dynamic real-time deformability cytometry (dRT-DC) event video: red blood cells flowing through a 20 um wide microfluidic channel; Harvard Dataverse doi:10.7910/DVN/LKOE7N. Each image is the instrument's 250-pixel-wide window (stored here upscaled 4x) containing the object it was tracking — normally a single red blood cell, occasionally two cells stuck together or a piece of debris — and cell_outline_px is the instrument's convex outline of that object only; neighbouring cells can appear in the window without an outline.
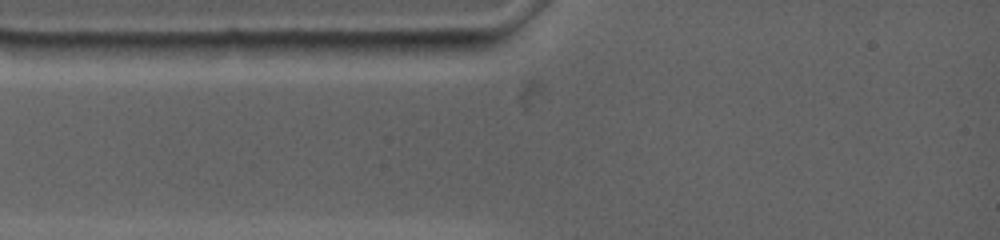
{"species": "common noctule bat (a hibernating species)", "species_latin": "Nyctalus noctula", "temperature_condition": "warm", "stored_images_in_passage": 1, "camera_frame_rate_fps": 4500, "um_per_image_px": 0.085, "animal": {"sex": "female", "body_mass_g": 19.0, "forearm_length_mm": 53.3}, "frame": {"image": 1, "passage_image": 1, "time_ms": 0.0, "image_size_px": [1000, 240], "cell_outline_px": [[484, 48], [452, 56], [424, 60], [344, 60], [340, 44], [340, 40], [484, 40]], "centroid_in_image_um": [34.53, 4.18], "position_along_channel_um": 50.5, "area_um2": 18.32}}